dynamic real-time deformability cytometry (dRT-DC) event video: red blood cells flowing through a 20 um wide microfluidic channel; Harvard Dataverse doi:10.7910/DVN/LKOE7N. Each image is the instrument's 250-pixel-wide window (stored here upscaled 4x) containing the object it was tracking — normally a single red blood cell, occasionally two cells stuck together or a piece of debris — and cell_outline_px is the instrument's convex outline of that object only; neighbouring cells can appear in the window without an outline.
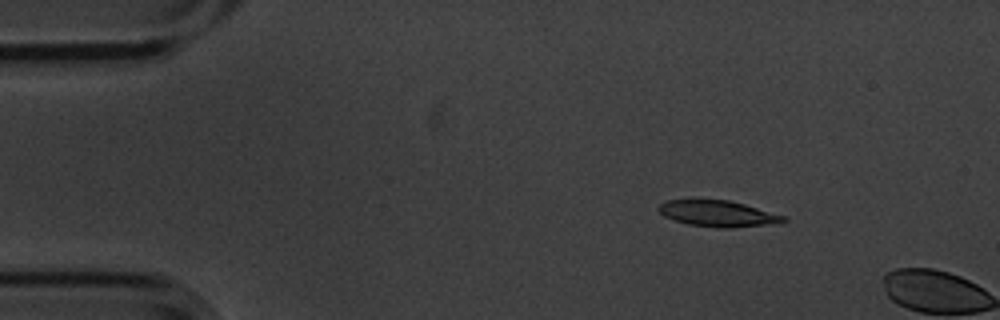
{"species": "common noctule bat (a hibernating species)", "species_latin": "Nyctalus noctula", "temperature_condition": "cold", "stored_images_in_passage": 4, "camera_frame_rate_fps": 3000, "um_per_image_px": 0.085, "animal": {"sex": "male", "body_mass_g": 20.1, "forearm_length_mm": 53.5}, "frame": {"image": 1, "passage_image": 3, "time_ms": 0.667, "image_size_px": [1000, 320], "cell_outline_px": [[788, 220], [776, 224], [732, 228], [716, 228], [688, 224], [664, 216], [656, 208], [664, 200], [692, 196], [728, 200], [744, 204], [784, 216]], "centroid_in_image_um": [60.93, 18.11], "position_along_channel_um": 24.1, "area_um2": 19.88}}